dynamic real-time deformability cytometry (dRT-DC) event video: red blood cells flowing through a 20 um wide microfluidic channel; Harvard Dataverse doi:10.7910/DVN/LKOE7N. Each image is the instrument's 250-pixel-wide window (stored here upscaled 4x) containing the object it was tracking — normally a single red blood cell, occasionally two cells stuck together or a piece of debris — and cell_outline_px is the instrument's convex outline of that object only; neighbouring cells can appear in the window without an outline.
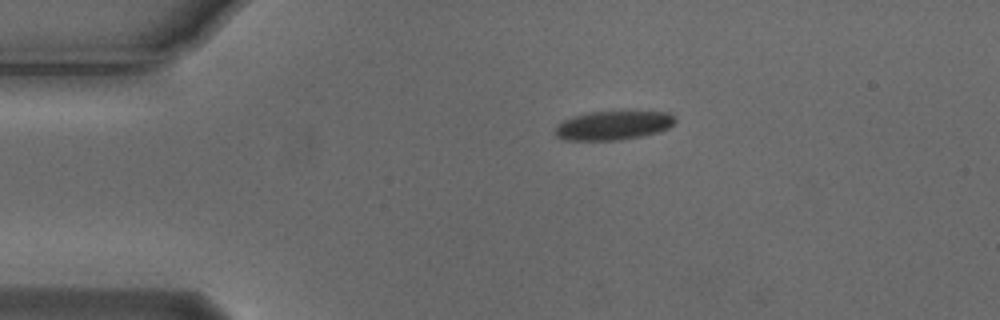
{"species": "Egyptian fruit bat (a non-hibernating species)", "species_latin": "Rousettus aegyptiacus", "temperature_condition": "cold", "stored_images_in_passage": 3, "camera_frame_rate_fps": 3000, "um_per_image_px": 0.085, "animal": {"sex": "male"}, "frame": {"image": 1, "passage_image": 1, "time_ms": 0.0, "image_size_px": [1000, 320], "cell_outline_px": [[676, 120], [668, 128], [660, 132], [620, 140], [564, 140], [556, 136], [556, 124], [572, 116], [592, 112], [668, 112]], "centroid_in_image_um": [52.1, 10.67], "position_along_channel_um": 32.9, "area_um2": 20.06}}
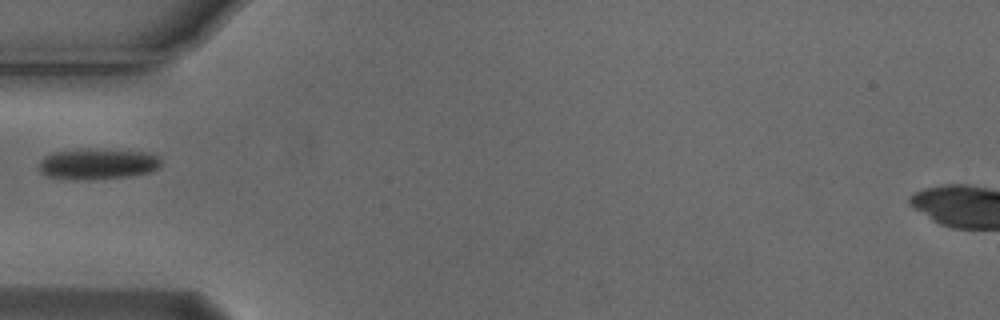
{"frame": {"image": 2, "passage_image": 3, "time_ms": 0.667, "image_size_px": [1000, 320], "cell_outline_px": [[160, 164], [156, 168], [148, 172], [128, 176], [88, 180], [76, 180], [48, 176], [40, 172], [36, 168], [40, 160], [44, 156], [52, 152], [80, 148], [148, 152], [160, 156]], "centroid_in_image_um": [8.22, 13.92], "position_along_channel_um": 76.8, "area_um2": 22.2}}